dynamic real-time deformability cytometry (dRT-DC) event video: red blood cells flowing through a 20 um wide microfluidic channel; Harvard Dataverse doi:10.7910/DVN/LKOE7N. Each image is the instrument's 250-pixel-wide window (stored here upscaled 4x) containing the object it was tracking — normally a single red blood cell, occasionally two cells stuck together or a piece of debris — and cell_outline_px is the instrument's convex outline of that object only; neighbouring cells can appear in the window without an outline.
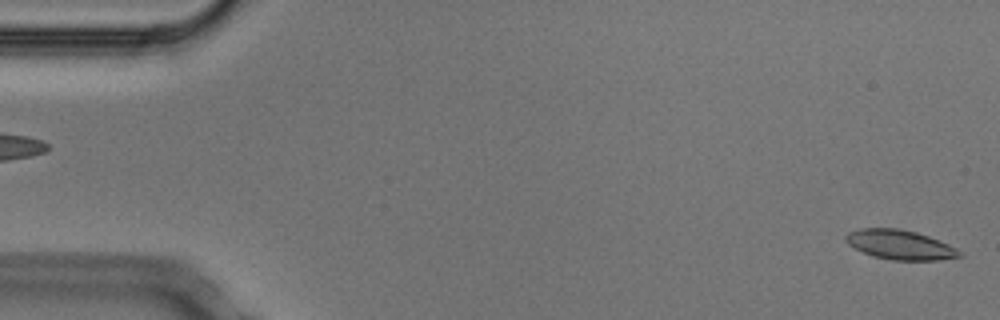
{"species": "Egyptian fruit bat (a non-hibernating species)", "species_latin": "Rousettus aegyptiacus", "temperature_condition": "cold", "stored_images_in_passage": 4, "segment_of_instrument_passage": [2, 2], "camera_frame_rate_fps": 3000, "um_per_image_px": 0.085, "animal": {"sex": "male"}, "frame": {"image": 1, "passage_image": 4, "time_ms": 1.0, "image_size_px": [1000, 320], "cell_outline_px": [[964, 256], [940, 260], [892, 260], [876, 256], [864, 252], [848, 244], [844, 240], [844, 236], [848, 232], [860, 228], [896, 228], [916, 232], [928, 236], [948, 244], [956, 248]], "centroid_in_image_um": [76.5, 20.8], "position_along_channel_um": 8.5, "area_um2": 19.42}}